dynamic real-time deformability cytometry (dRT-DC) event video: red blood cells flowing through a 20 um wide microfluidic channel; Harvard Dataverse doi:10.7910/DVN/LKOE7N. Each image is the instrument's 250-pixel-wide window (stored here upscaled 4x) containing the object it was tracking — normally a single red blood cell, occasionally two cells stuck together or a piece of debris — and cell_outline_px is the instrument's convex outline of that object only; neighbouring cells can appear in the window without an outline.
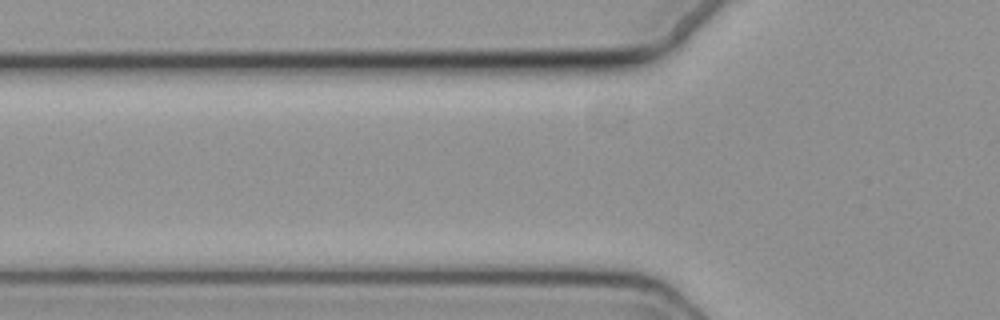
{"species": "common noctule bat (a hibernating species)", "species_latin": "Nyctalus noctula", "temperature_condition": "cold", "stored_images_in_passage": 3, "camera_frame_rate_fps": 3000, "um_per_image_px": 0.085, "animal": {"sex": "female", "body_mass_g": 19.3, "forearm_length_mm": 54.1}, "frame": {"image": 1, "passage_image": 2, "time_ms": 0.333, "image_size_px": [1000, 320], "cell_outline_px": [[664, 284], [660, 284], [476, 272], [496, 264], [640, 272], [652, 276], [660, 280]], "centroid_in_image_um": [48.7, 23.25], "position_along_channel_um": 77.1, "area_um2": 12.25}}